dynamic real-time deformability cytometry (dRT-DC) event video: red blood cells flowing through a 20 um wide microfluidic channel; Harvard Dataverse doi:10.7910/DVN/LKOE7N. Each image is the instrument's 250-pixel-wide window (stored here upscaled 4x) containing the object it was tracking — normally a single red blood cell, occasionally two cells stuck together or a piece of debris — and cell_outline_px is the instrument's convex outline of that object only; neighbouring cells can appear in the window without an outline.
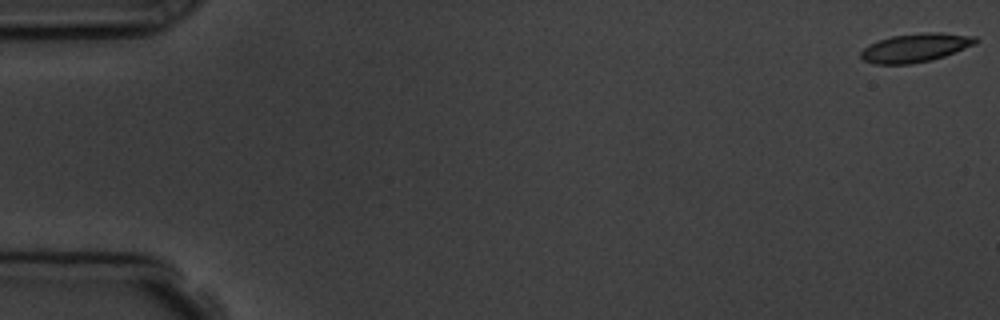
{"species": "common noctule bat (a hibernating species)", "species_latin": "Nyctalus noctula", "temperature_condition": "room temperature", "stored_images_in_passage": 4, "camera_frame_rate_fps": 3000, "um_per_image_px": 0.085, "animal": {"sex": "male", "body_mass_g": 19.5, "forearm_length_mm": 54.6}, "frame": {"image": 1, "passage_image": 1, "time_ms": 0.0, "image_size_px": [1000, 320], "cell_outline_px": [[980, 40], [976, 44], [944, 56], [932, 60], [908, 64], [876, 64], [864, 60], [860, 56], [860, 52], [868, 44], [892, 36], [924, 32], [940, 32], [976, 36]], "centroid_in_image_um": [77.84, 4.05], "position_along_channel_um": 7.2, "area_um2": 19.19}}